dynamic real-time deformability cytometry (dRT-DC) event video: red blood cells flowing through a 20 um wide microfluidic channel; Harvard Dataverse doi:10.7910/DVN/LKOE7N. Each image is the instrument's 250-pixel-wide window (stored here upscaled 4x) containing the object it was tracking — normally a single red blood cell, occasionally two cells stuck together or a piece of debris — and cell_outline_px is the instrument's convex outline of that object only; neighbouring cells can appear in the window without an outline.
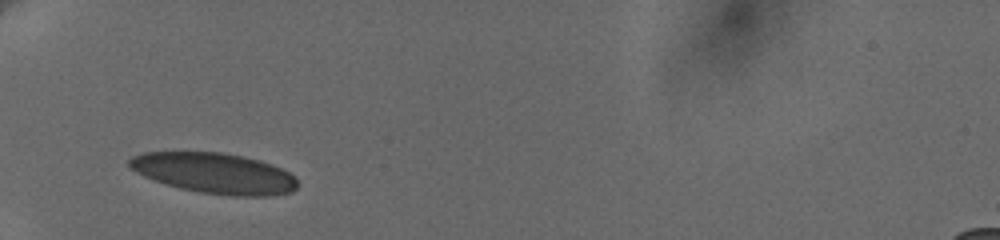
{"species": "human", "species_latin": "Homo sapiens", "temperature_condition": "cold", "stored_images_in_passage": 2, "camera_frame_rate_fps": 3000, "um_per_image_px": 0.085, "donor": {"sex": "female"}, "frame": {"image": 1, "passage_image": 1, "time_ms": 0.0, "image_size_px": [1000, 240], "cell_outline_px": [[296, 188], [292, 192], [268, 196], [228, 196], [200, 192], [180, 188], [144, 176], [136, 172], [128, 164], [128, 160], [132, 156], [144, 152], [220, 152], [244, 156], [260, 160], [272, 164], [296, 176]], "centroid_in_image_um": [18.25, 14.72], "position_along_channel_um": 66.7, "area_um2": 39.71}}